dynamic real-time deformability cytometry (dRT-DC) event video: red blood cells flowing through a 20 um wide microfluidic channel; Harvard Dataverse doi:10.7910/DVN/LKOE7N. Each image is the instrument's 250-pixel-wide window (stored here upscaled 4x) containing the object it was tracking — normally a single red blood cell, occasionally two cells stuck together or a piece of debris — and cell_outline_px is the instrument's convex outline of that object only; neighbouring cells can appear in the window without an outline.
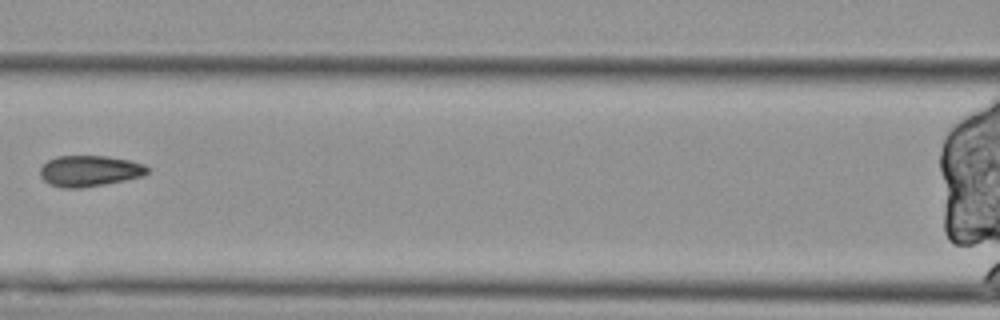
{"species": "Egyptian fruit bat (a non-hibernating species)", "species_latin": "Rousettus aegyptiacus", "temperature_condition": "cold", "stored_images_in_passage": 11, "segment_of_instrument_passage": [2, 2], "camera_frame_rate_fps": 3000, "um_per_image_px": 0.085, "animal": {"sex": "female"}, "frame": {"image": 1, "passage_image": 7, "time_ms": 2.0, "image_size_px": [1000, 320], "cell_outline_px": [[148, 172], [144, 176], [104, 184], [80, 188], [64, 188], [48, 184], [40, 176], [40, 168], [48, 160], [56, 156], [108, 156], [128, 160], [144, 164], [148, 168]], "centroid_in_image_um": [7.59, 14.53], "position_along_channel_um": 159.0, "area_um2": 19.36}}
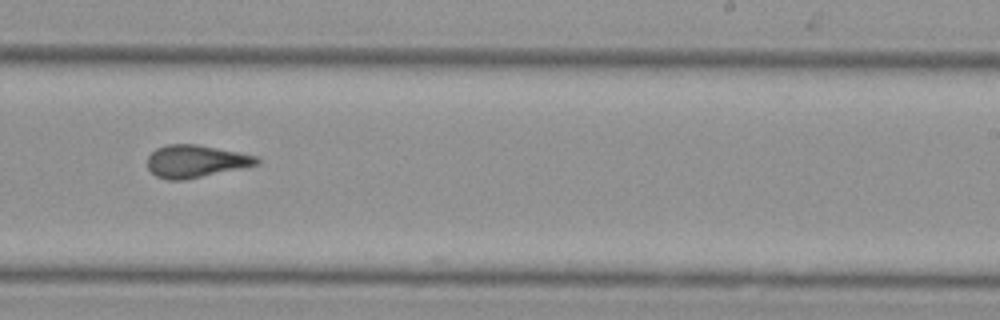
{"frame": {"image": 2, "passage_image": 10, "time_ms": 3.0, "image_size_px": [1000, 320], "cell_outline_px": [[260, 164], [184, 180], [168, 180], [156, 176], [148, 168], [148, 156], [156, 148], [168, 144], [196, 144], [256, 156], [260, 160]], "centroid_in_image_um": [16.61, 13.71], "position_along_channel_um": 272.4, "area_um2": 20.46}}
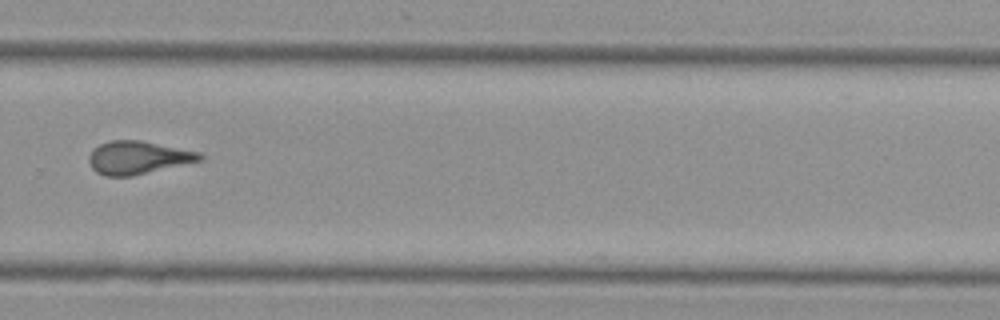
{"frame": {"image": 3, "passage_image": 11, "time_ms": 3.333, "image_size_px": [1000, 320], "cell_outline_px": [[204, 160], [132, 176], [104, 176], [96, 172], [92, 168], [88, 160], [88, 156], [92, 148], [100, 144], [112, 140], [140, 140], [200, 152], [204, 156]], "centroid_in_image_um": [11.72, 13.4], "position_along_channel_um": 318.1, "area_um2": 21.5}}